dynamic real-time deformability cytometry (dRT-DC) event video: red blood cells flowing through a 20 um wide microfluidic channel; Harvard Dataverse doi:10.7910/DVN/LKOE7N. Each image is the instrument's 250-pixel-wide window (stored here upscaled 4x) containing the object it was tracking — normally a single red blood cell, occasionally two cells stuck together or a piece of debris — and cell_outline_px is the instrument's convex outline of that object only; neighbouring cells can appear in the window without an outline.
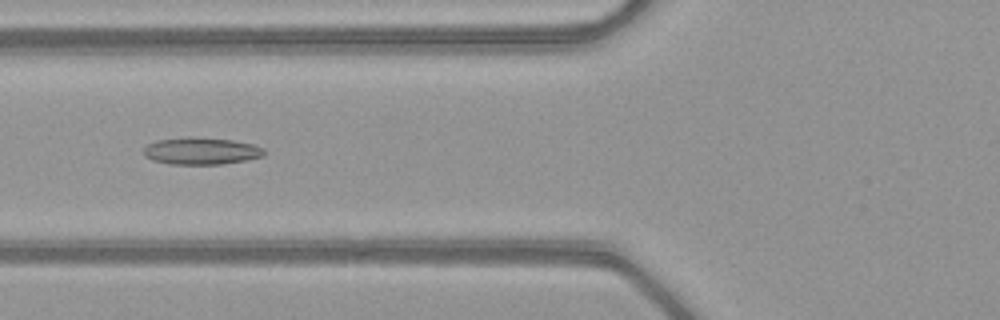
{"species": "common noctule bat (a hibernating species)", "species_latin": "Nyctalus noctula", "temperature_condition": "warm", "stored_images_in_passage": 51, "camera_frame_rate_fps": 3000, "um_per_image_px": 0.085, "animal": {"sex": "female", "body_mass_g": 21.9}, "frame": {"image": 1, "passage_image": 21, "time_ms": 6.667, "image_size_px": [1000, 320], "cell_outline_px": [[264, 156], [248, 160], [220, 164], [168, 164], [152, 160], [144, 156], [144, 148], [148, 144], [156, 140], [188, 136], [192, 136], [232, 140], [252, 144], [264, 148]], "centroid_in_image_um": [17.08, 12.83], "position_along_channel_um": 108.7, "area_um2": 19.19}}
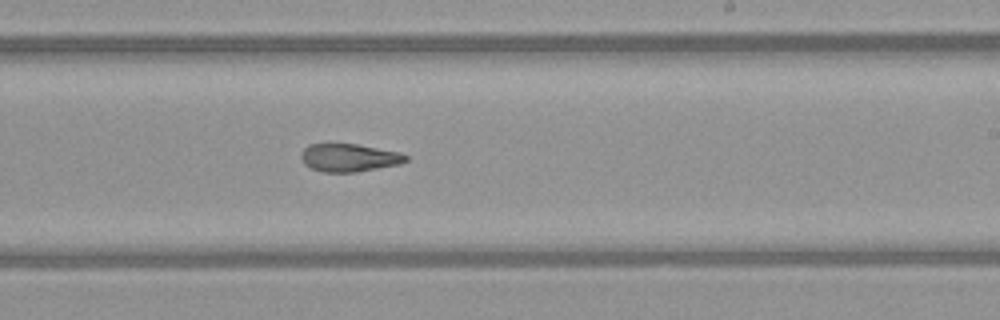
{"frame": {"image": 2, "passage_image": 32, "time_ms": 10.333, "image_size_px": [1000, 320], "cell_outline_px": [[408, 160], [400, 164], [356, 172], [324, 172], [312, 168], [304, 164], [300, 156], [300, 152], [308, 144], [356, 144], [400, 152], [408, 156]], "centroid_in_image_um": [29.67, 13.4], "position_along_channel_um": 259.3, "area_um2": 17.05}}
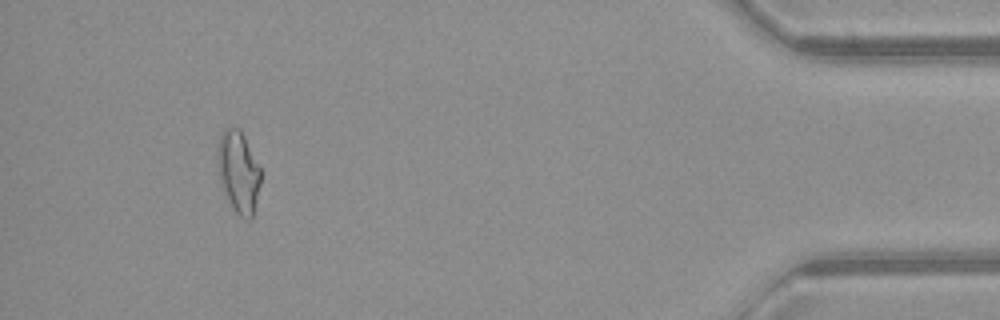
{"frame": {"image": 3, "passage_image": 48, "time_ms": 15.667, "image_size_px": [1000, 320], "cell_outline_px": [[260, 184], [252, 216], [248, 220], [244, 220], [232, 208], [224, 196], [220, 184], [216, 164], [216, 148], [220, 136], [224, 128], [228, 124], [240, 128], [260, 168]], "centroid_in_image_um": [20.21, 14.57], "position_along_channel_um": 415.0, "area_um2": 21.1}, "authors_computed_cell_mechanics": {"area_um2": 19.4208, "velocity_mm_per_s": 4.1025, "shape_relaxation_time_tau1_ms": null, "shape_relaxation_time_tau2_ms": 4.768, "deformation_change_tau1": null, "deformation_change_tau2": 0.1378}}